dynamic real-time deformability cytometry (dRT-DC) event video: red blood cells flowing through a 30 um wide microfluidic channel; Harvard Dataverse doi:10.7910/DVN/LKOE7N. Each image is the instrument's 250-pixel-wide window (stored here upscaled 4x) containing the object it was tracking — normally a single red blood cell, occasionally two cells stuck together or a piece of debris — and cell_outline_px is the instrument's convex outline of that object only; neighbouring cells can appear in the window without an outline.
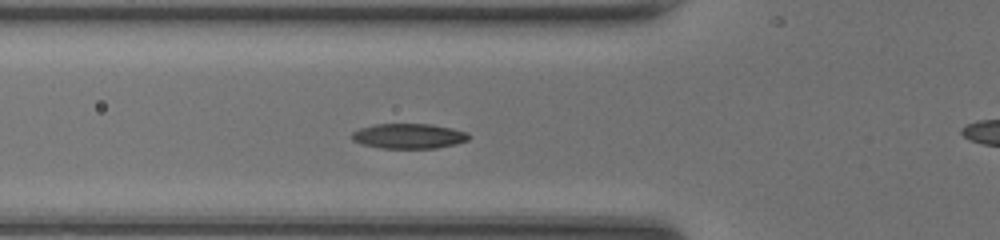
{"species": "common noctule bat (a hibernating species)", "species_latin": "Nyctalus noctula", "temperature_condition": "room temperature", "stored_images_in_passage": 34, "camera_frame_rate_fps": 3000, "um_per_image_px": 0.085, "animal": {"sex": "female", "body_mass_g": 20.0, "forearm_length_mm": 54.0}, "frame": {"image": 1, "passage_image": 2, "time_ms": 0.333, "image_size_px": [1000, 240], "cell_outline_px": [[468, 140], [456, 144], [436, 148], [380, 148], [364, 144], [352, 140], [352, 132], [360, 128], [376, 124], [432, 124], [452, 128], [468, 132]], "centroid_in_image_um": [34.76, 11.56], "position_along_channel_um": 91.0, "area_um2": 16.99}}
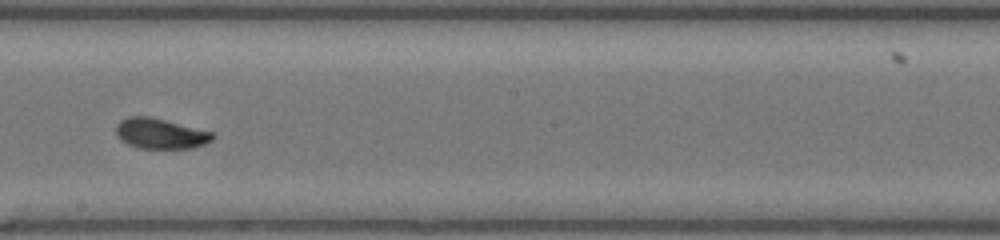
{"frame": {"image": 2, "passage_image": 12, "time_ms": 3.667, "image_size_px": [1000, 240], "cell_outline_px": [[216, 136], [212, 140], [204, 144], [192, 148], [140, 148], [128, 144], [120, 140], [116, 132], [116, 124], [120, 120], [128, 116], [148, 116], [212, 132]], "centroid_in_image_um": [13.61, 11.35], "position_along_channel_um": 234.6, "area_um2": 16.94}}
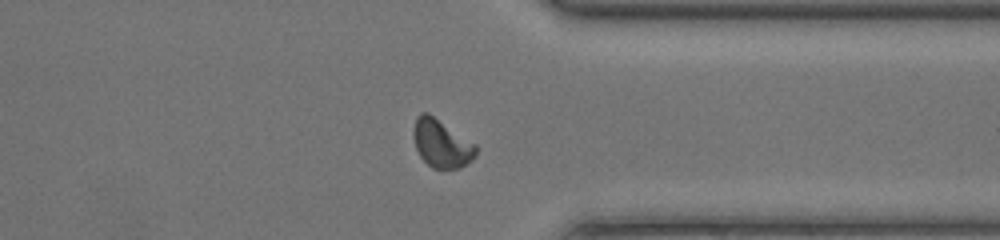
{"frame": {"image": 3, "passage_image": 22, "time_ms": 7.0, "image_size_px": [1000, 240], "cell_outline_px": [[476, 156], [472, 160], [460, 168], [432, 168], [420, 156], [416, 148], [412, 136], [412, 132], [416, 116], [420, 112], [428, 112], [476, 144]], "centroid_in_image_um": [37.51, 12.18], "position_along_channel_um": 373.9, "area_um2": 17.57}}